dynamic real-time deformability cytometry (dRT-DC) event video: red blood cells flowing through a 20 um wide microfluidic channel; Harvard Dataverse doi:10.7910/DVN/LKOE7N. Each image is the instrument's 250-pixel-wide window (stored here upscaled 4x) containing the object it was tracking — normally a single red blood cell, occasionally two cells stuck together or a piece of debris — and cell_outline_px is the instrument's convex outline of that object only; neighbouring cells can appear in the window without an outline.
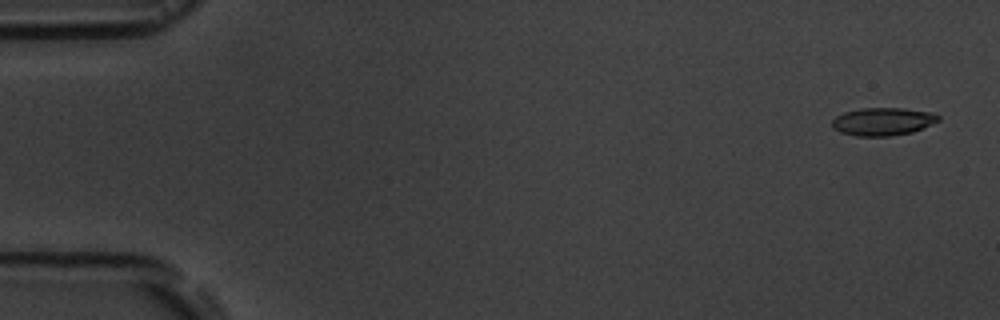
{"species": "common noctule bat (a hibernating species)", "species_latin": "Nyctalus noctula", "temperature_condition": "room temperature", "stored_images_in_passage": 2, "camera_frame_rate_fps": 3000, "um_per_image_px": 0.085, "animal": {"sex": "male", "body_mass_g": 19.5, "forearm_length_mm": 54.6}, "frame": {"image": 1, "passage_image": 2, "time_ms": 2.0, "image_size_px": [1000, 320], "cell_outline_px": [[940, 120], [912, 132], [888, 136], [856, 136], [840, 132], [832, 128], [832, 120], [836, 116], [844, 112], [860, 108], [904, 108], [936, 112], [940, 116]], "centroid_in_image_um": [75.05, 10.32], "position_along_channel_um": 10.0, "area_um2": 17.4}}